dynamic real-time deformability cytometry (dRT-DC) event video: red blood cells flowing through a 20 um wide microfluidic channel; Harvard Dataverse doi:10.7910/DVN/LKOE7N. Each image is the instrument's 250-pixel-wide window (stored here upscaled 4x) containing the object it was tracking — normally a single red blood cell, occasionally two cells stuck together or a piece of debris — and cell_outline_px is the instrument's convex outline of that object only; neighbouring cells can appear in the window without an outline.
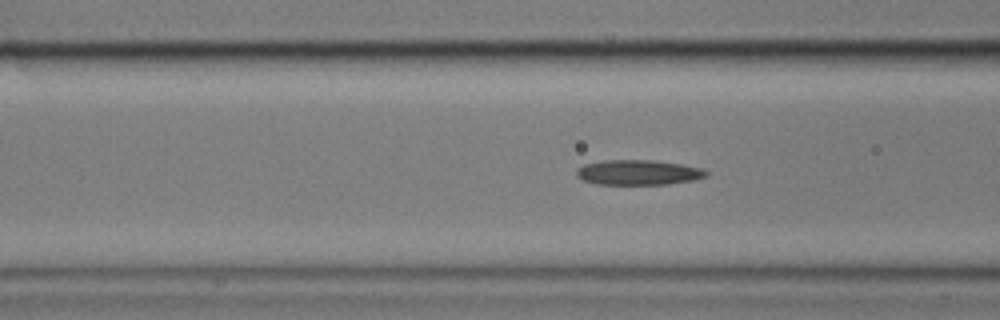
{"species": "common noctule bat (a hibernating species)", "species_latin": "Nyctalus noctula", "temperature_condition": "cold", "stored_images_in_passage": 42, "camera_frame_rate_fps": 3000, "um_per_image_px": 0.085, "animal": {"sex": "male", "body_mass_g": 17.9}, "frame": {"image": 1, "passage_image": 18, "time_ms": 5.667, "image_size_px": [1000, 320], "cell_outline_px": [[708, 176], [696, 180], [668, 184], [596, 184], [584, 180], [576, 176], [576, 168], [584, 164], [604, 160], [652, 160], [680, 164], [704, 168], [708, 172]], "centroid_in_image_um": [54.28, 14.66], "position_along_channel_um": 112.3, "area_um2": 19.07}}
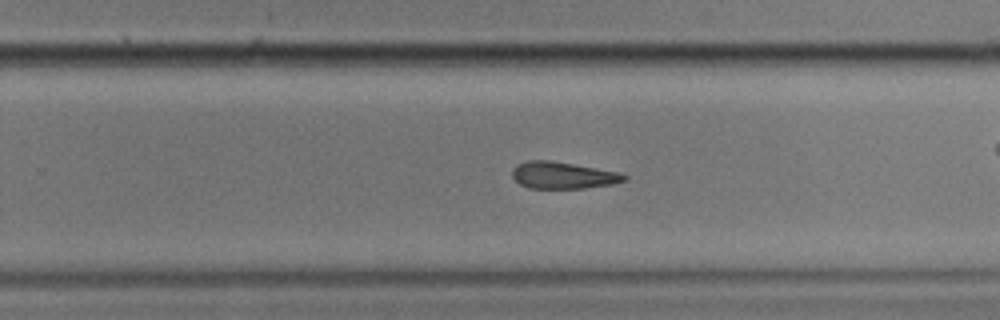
{"frame": {"image": 2, "passage_image": 33, "time_ms": 10.667, "image_size_px": [1000, 320], "cell_outline_px": [[628, 180], [612, 184], [584, 188], [528, 188], [520, 184], [512, 176], [512, 168], [516, 164], [528, 160], [552, 160], [620, 172], [628, 176]], "centroid_in_image_um": [47.86, 14.89], "position_along_channel_um": 281.9, "area_um2": 17.69}}
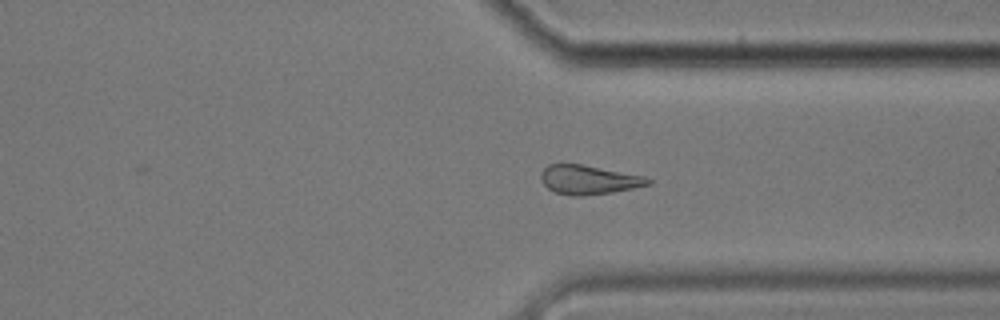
{"frame": {"image": 3, "passage_image": 40, "time_ms": 13.0, "image_size_px": [1000, 320], "cell_outline_px": [[652, 184], [612, 192], [584, 196], [572, 196], [556, 192], [548, 188], [540, 180], [540, 172], [548, 164], [560, 160], [644, 176], [652, 180]], "centroid_in_image_um": [49.96, 15.24], "position_along_channel_um": 361.4, "area_um2": 18.61}, "authors_computed_cell_mechanics": {"area_um2": 18.6116, "velocity_mm_per_s": 3.3964, "shape_relaxation_time_tau1_ms": 11.2269, "shape_relaxation_time_tau2_ms": 7.0274, "deformation_change_tau1": 0.1983, "deformation_change_tau2": 0.1597}}